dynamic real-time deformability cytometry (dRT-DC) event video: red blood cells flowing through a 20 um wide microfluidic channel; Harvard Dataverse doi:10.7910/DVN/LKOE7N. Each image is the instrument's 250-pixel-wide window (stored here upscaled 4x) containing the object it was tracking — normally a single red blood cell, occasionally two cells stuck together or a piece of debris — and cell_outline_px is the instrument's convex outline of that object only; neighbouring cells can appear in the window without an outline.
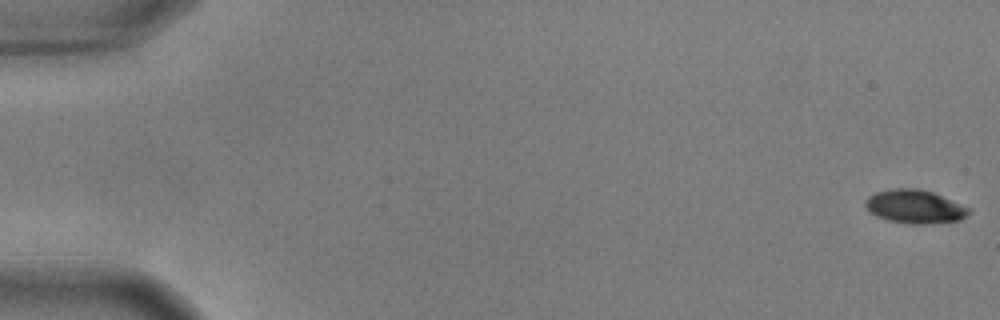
{"species": "common noctule bat (a hibernating species)", "species_latin": "Nyctalus noctula", "temperature_condition": "warm", "stored_images_in_passage": 56, "camera_frame_rate_fps": 3000, "um_per_image_px": 0.085, "animal": {"sex": "male", "body_mass_g": 17.9, "forearm_length_mm": 54.2}, "frame": {"image": 1, "passage_image": 1, "time_ms": 0.0, "image_size_px": [1000, 320], "cell_outline_px": [[972, 212], [960, 220], [924, 224], [908, 224], [888, 220], [876, 216], [864, 204], [864, 200], [868, 196], [876, 192], [892, 188], [920, 188], [932, 192], [972, 208]], "centroid_in_image_um": [77.78, 17.55], "position_along_channel_um": 7.2, "area_um2": 20.35}}
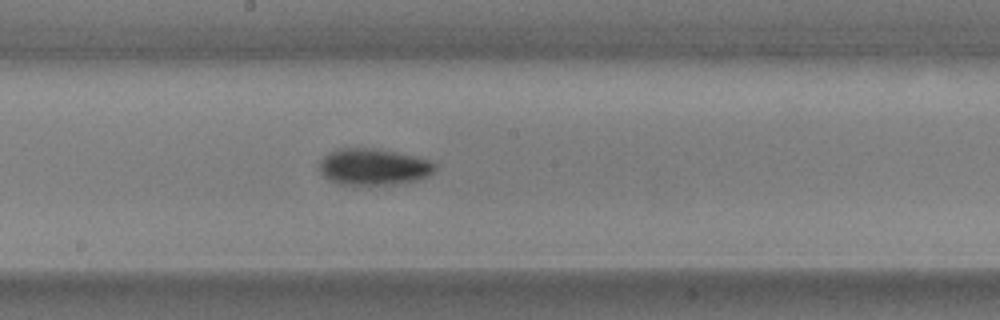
{"frame": {"image": 2, "passage_image": 31, "time_ms": 10.0, "image_size_px": [1000, 320], "cell_outline_px": [[436, 168], [428, 176], [416, 180], [392, 184], [340, 184], [324, 176], [320, 172], [320, 160], [328, 152], [340, 148], [376, 148], [416, 156], [428, 160], [436, 164]], "centroid_in_image_um": [31.75, 14.16], "position_along_channel_um": 216.5, "area_um2": 24.39}}
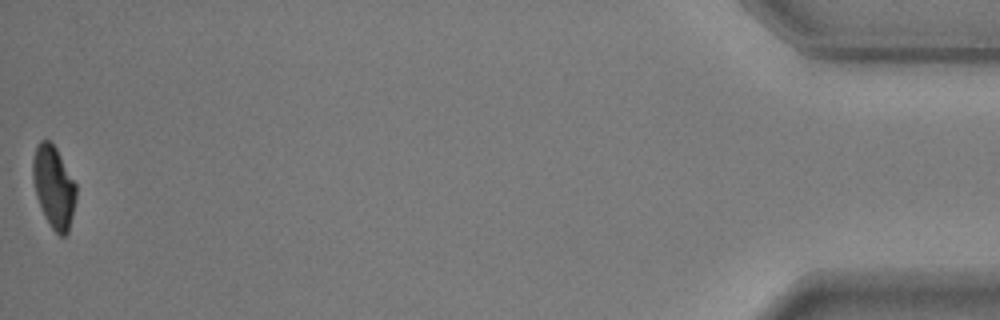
{"frame": {"image": 3, "passage_image": 56, "time_ms": 18.333, "image_size_px": [1000, 320], "cell_outline_px": [[76, 200], [68, 232], [64, 236], [60, 236], [52, 228], [44, 216], [36, 196], [32, 180], [32, 160], [36, 144], [40, 140], [48, 140], [56, 148], [76, 184]], "centroid_in_image_um": [4.55, 15.88], "position_along_channel_um": 430.7, "area_um2": 20.75}, "authors_computed_cell_mechanics": {"area_um2": 22.2241, "velocity_mm_per_s": 3.6545, "shape_relaxation_time_tau1_ms": 2.0496, "shape_relaxation_time_tau2_ms": 6.5955, "deformation_change_tau1": 0.1407, "deformation_change_tau2": 0.0854}}